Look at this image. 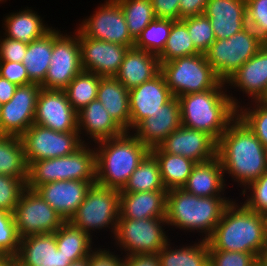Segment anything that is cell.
Here are the masks:
<instances>
[{"label":"cell","mask_w":267,"mask_h":266,"mask_svg":"<svg viewBox=\"0 0 267 266\" xmlns=\"http://www.w3.org/2000/svg\"><path fill=\"white\" fill-rule=\"evenodd\" d=\"M216 156L224 175L243 189L267 171L266 148L239 116L218 139Z\"/></svg>","instance_id":"6da1fadb"},{"label":"cell","mask_w":267,"mask_h":266,"mask_svg":"<svg viewBox=\"0 0 267 266\" xmlns=\"http://www.w3.org/2000/svg\"><path fill=\"white\" fill-rule=\"evenodd\" d=\"M226 89L220 81L213 89L179 96L181 125L203 131L217 142L238 116L241 105Z\"/></svg>","instance_id":"7a4b0ae2"},{"label":"cell","mask_w":267,"mask_h":266,"mask_svg":"<svg viewBox=\"0 0 267 266\" xmlns=\"http://www.w3.org/2000/svg\"><path fill=\"white\" fill-rule=\"evenodd\" d=\"M238 203L235 198L225 208L207 239L209 250L239 251L258 257L267 243V216Z\"/></svg>","instance_id":"3957f363"},{"label":"cell","mask_w":267,"mask_h":266,"mask_svg":"<svg viewBox=\"0 0 267 266\" xmlns=\"http://www.w3.org/2000/svg\"><path fill=\"white\" fill-rule=\"evenodd\" d=\"M95 144L96 184L119 191L150 152L130 131Z\"/></svg>","instance_id":"277c9868"},{"label":"cell","mask_w":267,"mask_h":266,"mask_svg":"<svg viewBox=\"0 0 267 266\" xmlns=\"http://www.w3.org/2000/svg\"><path fill=\"white\" fill-rule=\"evenodd\" d=\"M233 199L224 196L198 197L183 188L167 190L166 221L169 226L199 232L207 240ZM205 234V235H204ZM205 236V237H204Z\"/></svg>","instance_id":"5b68a950"},{"label":"cell","mask_w":267,"mask_h":266,"mask_svg":"<svg viewBox=\"0 0 267 266\" xmlns=\"http://www.w3.org/2000/svg\"><path fill=\"white\" fill-rule=\"evenodd\" d=\"M89 143L73 154L29 164L27 189L35 191L41 185L60 180L96 181L95 149Z\"/></svg>","instance_id":"8992f818"},{"label":"cell","mask_w":267,"mask_h":266,"mask_svg":"<svg viewBox=\"0 0 267 266\" xmlns=\"http://www.w3.org/2000/svg\"><path fill=\"white\" fill-rule=\"evenodd\" d=\"M161 63V73L175 97L213 89L221 80L203 53Z\"/></svg>","instance_id":"52a82bcc"},{"label":"cell","mask_w":267,"mask_h":266,"mask_svg":"<svg viewBox=\"0 0 267 266\" xmlns=\"http://www.w3.org/2000/svg\"><path fill=\"white\" fill-rule=\"evenodd\" d=\"M265 42L249 26L227 39L215 40L204 53L217 77L226 82Z\"/></svg>","instance_id":"ba28073f"},{"label":"cell","mask_w":267,"mask_h":266,"mask_svg":"<svg viewBox=\"0 0 267 266\" xmlns=\"http://www.w3.org/2000/svg\"><path fill=\"white\" fill-rule=\"evenodd\" d=\"M119 208V190L93 184L69 221L92 238L91 232L97 229L108 228L115 235Z\"/></svg>","instance_id":"9c48e42d"},{"label":"cell","mask_w":267,"mask_h":266,"mask_svg":"<svg viewBox=\"0 0 267 266\" xmlns=\"http://www.w3.org/2000/svg\"><path fill=\"white\" fill-rule=\"evenodd\" d=\"M166 225V217L142 220L119 218L116 233L112 235L114 245L125 251V256L157 254L170 240L167 231H164L166 228H163Z\"/></svg>","instance_id":"30bf717a"},{"label":"cell","mask_w":267,"mask_h":266,"mask_svg":"<svg viewBox=\"0 0 267 266\" xmlns=\"http://www.w3.org/2000/svg\"><path fill=\"white\" fill-rule=\"evenodd\" d=\"M73 34L64 35L54 27L51 62L45 80L40 84L43 89L64 90L83 71L78 29Z\"/></svg>","instance_id":"8fae6325"},{"label":"cell","mask_w":267,"mask_h":266,"mask_svg":"<svg viewBox=\"0 0 267 266\" xmlns=\"http://www.w3.org/2000/svg\"><path fill=\"white\" fill-rule=\"evenodd\" d=\"M20 138L28 165L73 154L83 145L78 131L59 132L37 124L31 125Z\"/></svg>","instance_id":"7c38bea8"},{"label":"cell","mask_w":267,"mask_h":266,"mask_svg":"<svg viewBox=\"0 0 267 266\" xmlns=\"http://www.w3.org/2000/svg\"><path fill=\"white\" fill-rule=\"evenodd\" d=\"M20 239L54 233L64 222L62 217L34 190L26 189L13 213Z\"/></svg>","instance_id":"4fadbf2b"},{"label":"cell","mask_w":267,"mask_h":266,"mask_svg":"<svg viewBox=\"0 0 267 266\" xmlns=\"http://www.w3.org/2000/svg\"><path fill=\"white\" fill-rule=\"evenodd\" d=\"M87 19L77 27L86 37L115 44L134 47L120 5L115 0H105Z\"/></svg>","instance_id":"5bb4252c"},{"label":"cell","mask_w":267,"mask_h":266,"mask_svg":"<svg viewBox=\"0 0 267 266\" xmlns=\"http://www.w3.org/2000/svg\"><path fill=\"white\" fill-rule=\"evenodd\" d=\"M41 88L37 83L18 86L10 101L1 105L0 135L20 137L34 124L36 103Z\"/></svg>","instance_id":"9a60e30c"},{"label":"cell","mask_w":267,"mask_h":266,"mask_svg":"<svg viewBox=\"0 0 267 266\" xmlns=\"http://www.w3.org/2000/svg\"><path fill=\"white\" fill-rule=\"evenodd\" d=\"M81 67L101 77H115L129 47L86 37L78 29Z\"/></svg>","instance_id":"2e32d148"},{"label":"cell","mask_w":267,"mask_h":266,"mask_svg":"<svg viewBox=\"0 0 267 266\" xmlns=\"http://www.w3.org/2000/svg\"><path fill=\"white\" fill-rule=\"evenodd\" d=\"M77 112L64 90L41 88L34 116V124L59 132L78 131Z\"/></svg>","instance_id":"e0dca14e"},{"label":"cell","mask_w":267,"mask_h":266,"mask_svg":"<svg viewBox=\"0 0 267 266\" xmlns=\"http://www.w3.org/2000/svg\"><path fill=\"white\" fill-rule=\"evenodd\" d=\"M163 74L129 90L130 132L142 120L154 116L173 98Z\"/></svg>","instance_id":"ac0fdd59"},{"label":"cell","mask_w":267,"mask_h":266,"mask_svg":"<svg viewBox=\"0 0 267 266\" xmlns=\"http://www.w3.org/2000/svg\"><path fill=\"white\" fill-rule=\"evenodd\" d=\"M163 152L181 155L196 163L216 157L217 142L207 133L181 125L158 146Z\"/></svg>","instance_id":"d6986e66"},{"label":"cell","mask_w":267,"mask_h":266,"mask_svg":"<svg viewBox=\"0 0 267 266\" xmlns=\"http://www.w3.org/2000/svg\"><path fill=\"white\" fill-rule=\"evenodd\" d=\"M96 181L60 180L39 186L35 191L69 221Z\"/></svg>","instance_id":"ffe728a7"},{"label":"cell","mask_w":267,"mask_h":266,"mask_svg":"<svg viewBox=\"0 0 267 266\" xmlns=\"http://www.w3.org/2000/svg\"><path fill=\"white\" fill-rule=\"evenodd\" d=\"M181 126L180 102L173 97L160 110L139 122L132 130L149 150L158 147L164 139Z\"/></svg>","instance_id":"44dd1931"},{"label":"cell","mask_w":267,"mask_h":266,"mask_svg":"<svg viewBox=\"0 0 267 266\" xmlns=\"http://www.w3.org/2000/svg\"><path fill=\"white\" fill-rule=\"evenodd\" d=\"M203 14L217 40L230 38L248 26L246 0H209Z\"/></svg>","instance_id":"7402d4cb"},{"label":"cell","mask_w":267,"mask_h":266,"mask_svg":"<svg viewBox=\"0 0 267 266\" xmlns=\"http://www.w3.org/2000/svg\"><path fill=\"white\" fill-rule=\"evenodd\" d=\"M15 257L23 266H69L72 263L57 249L55 232L20 239Z\"/></svg>","instance_id":"603a6c76"},{"label":"cell","mask_w":267,"mask_h":266,"mask_svg":"<svg viewBox=\"0 0 267 266\" xmlns=\"http://www.w3.org/2000/svg\"><path fill=\"white\" fill-rule=\"evenodd\" d=\"M226 87L237 88L248 99L258 101L267 88V43L239 67L225 82ZM251 97V98H250Z\"/></svg>","instance_id":"cb8c5ba5"},{"label":"cell","mask_w":267,"mask_h":266,"mask_svg":"<svg viewBox=\"0 0 267 266\" xmlns=\"http://www.w3.org/2000/svg\"><path fill=\"white\" fill-rule=\"evenodd\" d=\"M77 117L79 137L83 144H87L83 135L97 143L117 137L125 132L97 99L78 111Z\"/></svg>","instance_id":"d4e9b609"},{"label":"cell","mask_w":267,"mask_h":266,"mask_svg":"<svg viewBox=\"0 0 267 266\" xmlns=\"http://www.w3.org/2000/svg\"><path fill=\"white\" fill-rule=\"evenodd\" d=\"M161 72V63L157 55L129 48L125 53L115 78L130 90L151 80Z\"/></svg>","instance_id":"484cf974"},{"label":"cell","mask_w":267,"mask_h":266,"mask_svg":"<svg viewBox=\"0 0 267 266\" xmlns=\"http://www.w3.org/2000/svg\"><path fill=\"white\" fill-rule=\"evenodd\" d=\"M167 191L120 192L119 218L166 217Z\"/></svg>","instance_id":"4316f807"},{"label":"cell","mask_w":267,"mask_h":266,"mask_svg":"<svg viewBox=\"0 0 267 266\" xmlns=\"http://www.w3.org/2000/svg\"><path fill=\"white\" fill-rule=\"evenodd\" d=\"M224 177L226 176L222 164L216 156L208 161L196 163L182 188L198 197L223 196L226 190Z\"/></svg>","instance_id":"83f0119b"},{"label":"cell","mask_w":267,"mask_h":266,"mask_svg":"<svg viewBox=\"0 0 267 266\" xmlns=\"http://www.w3.org/2000/svg\"><path fill=\"white\" fill-rule=\"evenodd\" d=\"M96 99L124 131H130L129 90L118 79L101 77Z\"/></svg>","instance_id":"f1b7e54d"},{"label":"cell","mask_w":267,"mask_h":266,"mask_svg":"<svg viewBox=\"0 0 267 266\" xmlns=\"http://www.w3.org/2000/svg\"><path fill=\"white\" fill-rule=\"evenodd\" d=\"M28 8L16 13L11 12L4 17L2 24L5 30L3 32L4 37L30 44L52 29V26L49 27L47 23L44 24V20L37 12Z\"/></svg>","instance_id":"f546056e"},{"label":"cell","mask_w":267,"mask_h":266,"mask_svg":"<svg viewBox=\"0 0 267 266\" xmlns=\"http://www.w3.org/2000/svg\"><path fill=\"white\" fill-rule=\"evenodd\" d=\"M55 240L57 249L71 262L88 258L95 249L92 237L70 221H64L55 231Z\"/></svg>","instance_id":"4dcf8cb0"},{"label":"cell","mask_w":267,"mask_h":266,"mask_svg":"<svg viewBox=\"0 0 267 266\" xmlns=\"http://www.w3.org/2000/svg\"><path fill=\"white\" fill-rule=\"evenodd\" d=\"M200 239L198 243L182 247H172L169 241L157 253L160 266H209V244L207 240Z\"/></svg>","instance_id":"1f68e13d"},{"label":"cell","mask_w":267,"mask_h":266,"mask_svg":"<svg viewBox=\"0 0 267 266\" xmlns=\"http://www.w3.org/2000/svg\"><path fill=\"white\" fill-rule=\"evenodd\" d=\"M150 152L157 159L165 189L182 188L196 162L181 155L163 152L159 147L151 149Z\"/></svg>","instance_id":"d6a6232c"},{"label":"cell","mask_w":267,"mask_h":266,"mask_svg":"<svg viewBox=\"0 0 267 266\" xmlns=\"http://www.w3.org/2000/svg\"><path fill=\"white\" fill-rule=\"evenodd\" d=\"M53 50V28L43 37L28 44L23 59L27 75L33 83L41 84L46 77Z\"/></svg>","instance_id":"836d02e7"},{"label":"cell","mask_w":267,"mask_h":266,"mask_svg":"<svg viewBox=\"0 0 267 266\" xmlns=\"http://www.w3.org/2000/svg\"><path fill=\"white\" fill-rule=\"evenodd\" d=\"M28 168L21 138L0 135V174L28 178Z\"/></svg>","instance_id":"e575fe53"},{"label":"cell","mask_w":267,"mask_h":266,"mask_svg":"<svg viewBox=\"0 0 267 266\" xmlns=\"http://www.w3.org/2000/svg\"><path fill=\"white\" fill-rule=\"evenodd\" d=\"M146 191H167L161 180L157 159L151 152L140 162L120 192Z\"/></svg>","instance_id":"d590c367"},{"label":"cell","mask_w":267,"mask_h":266,"mask_svg":"<svg viewBox=\"0 0 267 266\" xmlns=\"http://www.w3.org/2000/svg\"><path fill=\"white\" fill-rule=\"evenodd\" d=\"M100 79L101 76L95 73L82 71L64 89L68 101L76 112L96 100Z\"/></svg>","instance_id":"8d00e7d4"},{"label":"cell","mask_w":267,"mask_h":266,"mask_svg":"<svg viewBox=\"0 0 267 266\" xmlns=\"http://www.w3.org/2000/svg\"><path fill=\"white\" fill-rule=\"evenodd\" d=\"M199 53L188 33L186 24L182 20H175L165 48L158 55V58L160 62H168L179 57L192 56Z\"/></svg>","instance_id":"74e56055"},{"label":"cell","mask_w":267,"mask_h":266,"mask_svg":"<svg viewBox=\"0 0 267 266\" xmlns=\"http://www.w3.org/2000/svg\"><path fill=\"white\" fill-rule=\"evenodd\" d=\"M121 7L131 37L136 40L141 32L154 20L151 0H115Z\"/></svg>","instance_id":"f35d334b"},{"label":"cell","mask_w":267,"mask_h":266,"mask_svg":"<svg viewBox=\"0 0 267 266\" xmlns=\"http://www.w3.org/2000/svg\"><path fill=\"white\" fill-rule=\"evenodd\" d=\"M174 21L164 18L152 20L135 40L134 48L158 56L165 48Z\"/></svg>","instance_id":"ab89813d"},{"label":"cell","mask_w":267,"mask_h":266,"mask_svg":"<svg viewBox=\"0 0 267 266\" xmlns=\"http://www.w3.org/2000/svg\"><path fill=\"white\" fill-rule=\"evenodd\" d=\"M246 107L241 105L238 108V116L253 131L262 145L267 148V105L259 101H252Z\"/></svg>","instance_id":"60d3db41"},{"label":"cell","mask_w":267,"mask_h":266,"mask_svg":"<svg viewBox=\"0 0 267 266\" xmlns=\"http://www.w3.org/2000/svg\"><path fill=\"white\" fill-rule=\"evenodd\" d=\"M181 20L186 24L195 48L204 54L216 40L209 18L202 14Z\"/></svg>","instance_id":"b9f144b4"},{"label":"cell","mask_w":267,"mask_h":266,"mask_svg":"<svg viewBox=\"0 0 267 266\" xmlns=\"http://www.w3.org/2000/svg\"><path fill=\"white\" fill-rule=\"evenodd\" d=\"M27 178L0 174V210L14 213L21 195L27 189Z\"/></svg>","instance_id":"7bdbcfd3"},{"label":"cell","mask_w":267,"mask_h":266,"mask_svg":"<svg viewBox=\"0 0 267 266\" xmlns=\"http://www.w3.org/2000/svg\"><path fill=\"white\" fill-rule=\"evenodd\" d=\"M19 244L20 237L13 213L0 210V256L15 257L19 251Z\"/></svg>","instance_id":"ee69618b"},{"label":"cell","mask_w":267,"mask_h":266,"mask_svg":"<svg viewBox=\"0 0 267 266\" xmlns=\"http://www.w3.org/2000/svg\"><path fill=\"white\" fill-rule=\"evenodd\" d=\"M248 192L250 193L248 194ZM241 193V196H247L244 197L247 199L242 203L248 209L267 216V171L242 189Z\"/></svg>","instance_id":"f6af8a7d"},{"label":"cell","mask_w":267,"mask_h":266,"mask_svg":"<svg viewBox=\"0 0 267 266\" xmlns=\"http://www.w3.org/2000/svg\"><path fill=\"white\" fill-rule=\"evenodd\" d=\"M247 25L267 43V0H246Z\"/></svg>","instance_id":"bcb514c9"},{"label":"cell","mask_w":267,"mask_h":266,"mask_svg":"<svg viewBox=\"0 0 267 266\" xmlns=\"http://www.w3.org/2000/svg\"><path fill=\"white\" fill-rule=\"evenodd\" d=\"M257 257L239 251L209 250V266H255Z\"/></svg>","instance_id":"7dc6e473"},{"label":"cell","mask_w":267,"mask_h":266,"mask_svg":"<svg viewBox=\"0 0 267 266\" xmlns=\"http://www.w3.org/2000/svg\"><path fill=\"white\" fill-rule=\"evenodd\" d=\"M1 38V37H0ZM28 44L3 37L0 39V61L23 62Z\"/></svg>","instance_id":"c3c4849f"},{"label":"cell","mask_w":267,"mask_h":266,"mask_svg":"<svg viewBox=\"0 0 267 266\" xmlns=\"http://www.w3.org/2000/svg\"><path fill=\"white\" fill-rule=\"evenodd\" d=\"M0 76L17 86L33 83L21 62L0 61Z\"/></svg>","instance_id":"681fc988"},{"label":"cell","mask_w":267,"mask_h":266,"mask_svg":"<svg viewBox=\"0 0 267 266\" xmlns=\"http://www.w3.org/2000/svg\"><path fill=\"white\" fill-rule=\"evenodd\" d=\"M95 248L88 257V266H123V257L108 248Z\"/></svg>","instance_id":"f907efd6"},{"label":"cell","mask_w":267,"mask_h":266,"mask_svg":"<svg viewBox=\"0 0 267 266\" xmlns=\"http://www.w3.org/2000/svg\"><path fill=\"white\" fill-rule=\"evenodd\" d=\"M156 18L180 20V0H151Z\"/></svg>","instance_id":"816d5d0a"},{"label":"cell","mask_w":267,"mask_h":266,"mask_svg":"<svg viewBox=\"0 0 267 266\" xmlns=\"http://www.w3.org/2000/svg\"><path fill=\"white\" fill-rule=\"evenodd\" d=\"M208 1L209 0H180V20L186 17L202 15Z\"/></svg>","instance_id":"f5cc1de1"},{"label":"cell","mask_w":267,"mask_h":266,"mask_svg":"<svg viewBox=\"0 0 267 266\" xmlns=\"http://www.w3.org/2000/svg\"><path fill=\"white\" fill-rule=\"evenodd\" d=\"M123 266H160L157 254H133L123 256Z\"/></svg>","instance_id":"db71d44e"},{"label":"cell","mask_w":267,"mask_h":266,"mask_svg":"<svg viewBox=\"0 0 267 266\" xmlns=\"http://www.w3.org/2000/svg\"><path fill=\"white\" fill-rule=\"evenodd\" d=\"M17 85L0 76V104L7 103L15 94Z\"/></svg>","instance_id":"11a10c76"},{"label":"cell","mask_w":267,"mask_h":266,"mask_svg":"<svg viewBox=\"0 0 267 266\" xmlns=\"http://www.w3.org/2000/svg\"><path fill=\"white\" fill-rule=\"evenodd\" d=\"M257 264L259 266H267V243L257 257Z\"/></svg>","instance_id":"9f6ffc18"},{"label":"cell","mask_w":267,"mask_h":266,"mask_svg":"<svg viewBox=\"0 0 267 266\" xmlns=\"http://www.w3.org/2000/svg\"><path fill=\"white\" fill-rule=\"evenodd\" d=\"M0 266H12V256H0Z\"/></svg>","instance_id":"6f0895ef"},{"label":"cell","mask_w":267,"mask_h":266,"mask_svg":"<svg viewBox=\"0 0 267 266\" xmlns=\"http://www.w3.org/2000/svg\"><path fill=\"white\" fill-rule=\"evenodd\" d=\"M69 266H88V258H85L77 262H72L69 264Z\"/></svg>","instance_id":"680465c9"},{"label":"cell","mask_w":267,"mask_h":266,"mask_svg":"<svg viewBox=\"0 0 267 266\" xmlns=\"http://www.w3.org/2000/svg\"><path fill=\"white\" fill-rule=\"evenodd\" d=\"M258 101L267 105V88L263 93L262 97Z\"/></svg>","instance_id":"91938a15"},{"label":"cell","mask_w":267,"mask_h":266,"mask_svg":"<svg viewBox=\"0 0 267 266\" xmlns=\"http://www.w3.org/2000/svg\"><path fill=\"white\" fill-rule=\"evenodd\" d=\"M12 266H23V265L16 260V257L12 256Z\"/></svg>","instance_id":"94428289"}]
</instances>
